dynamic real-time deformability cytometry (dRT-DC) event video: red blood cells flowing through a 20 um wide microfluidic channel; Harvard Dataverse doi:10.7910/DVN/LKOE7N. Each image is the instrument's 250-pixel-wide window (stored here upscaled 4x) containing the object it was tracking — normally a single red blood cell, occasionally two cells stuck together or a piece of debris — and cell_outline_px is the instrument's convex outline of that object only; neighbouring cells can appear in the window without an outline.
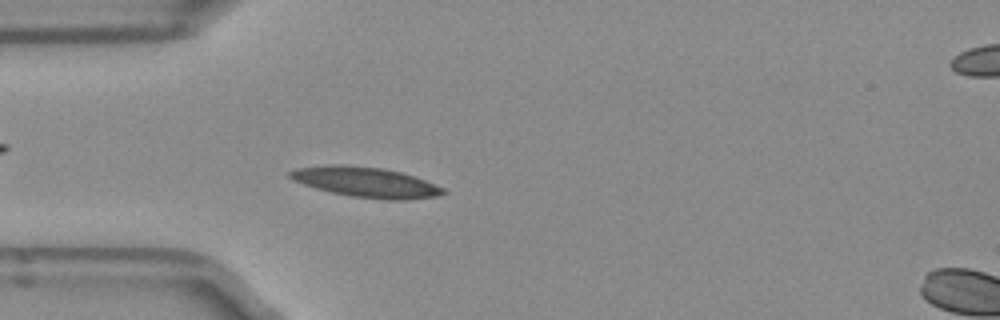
{"species": "Egyptian fruit bat (a non-hibernating species)", "species_latin": "Rousettus aegyptiacus", "temperature_condition": "room temperature", "stored_images_in_passage": 5, "camera_frame_rate_fps": 3000, "um_per_image_px": 0.085, "frame": {"image": 1, "passage_image": 4, "time_ms": 1.0, "image_size_px": [1000, 320], "cell_outline_px": [[448, 192], [436, 196], [408, 200], [384, 200], [348, 196], [316, 188], [292, 180], [288, 176], [288, 172], [296, 168], [384, 168], [400, 172], [424, 180], [444, 188]], "centroid_in_image_um": [31.21, 15.56], "position_along_channel_um": 53.8, "area_um2": 25.61}}